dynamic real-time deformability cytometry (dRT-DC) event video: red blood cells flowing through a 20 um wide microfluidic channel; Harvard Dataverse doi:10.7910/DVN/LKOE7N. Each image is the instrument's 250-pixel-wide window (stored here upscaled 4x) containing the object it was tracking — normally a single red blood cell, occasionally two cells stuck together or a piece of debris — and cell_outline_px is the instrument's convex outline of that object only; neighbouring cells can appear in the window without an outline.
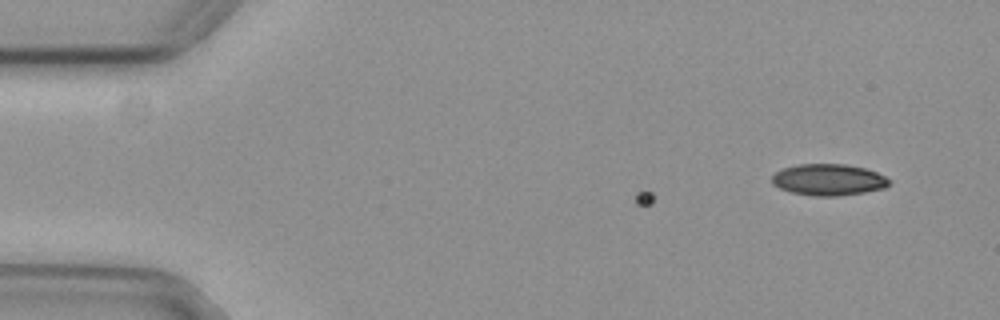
{"species": "common noctule bat (a hibernating species)", "species_latin": "Nyctalus noctula", "temperature_condition": "cold", "stored_images_in_passage": 10, "camera_frame_rate_fps": 3000, "um_per_image_px": 0.085, "animal": {"sex": "female", "body_mass_g": 29.2, "forearm_length_mm": 56.3}, "frame": {"image": 1, "passage_image": 10, "time_ms": 3.0, "image_size_px": [1000, 320], "cell_outline_px": [[892, 180], [884, 188], [864, 192], [836, 196], [812, 196], [792, 192], [780, 188], [772, 184], [772, 176], [776, 172], [784, 168], [800, 164], [844, 164], [864, 168], [876, 172]], "centroid_in_image_um": [70.42, 15.28], "position_along_channel_um": 14.6, "area_um2": 21.33}}